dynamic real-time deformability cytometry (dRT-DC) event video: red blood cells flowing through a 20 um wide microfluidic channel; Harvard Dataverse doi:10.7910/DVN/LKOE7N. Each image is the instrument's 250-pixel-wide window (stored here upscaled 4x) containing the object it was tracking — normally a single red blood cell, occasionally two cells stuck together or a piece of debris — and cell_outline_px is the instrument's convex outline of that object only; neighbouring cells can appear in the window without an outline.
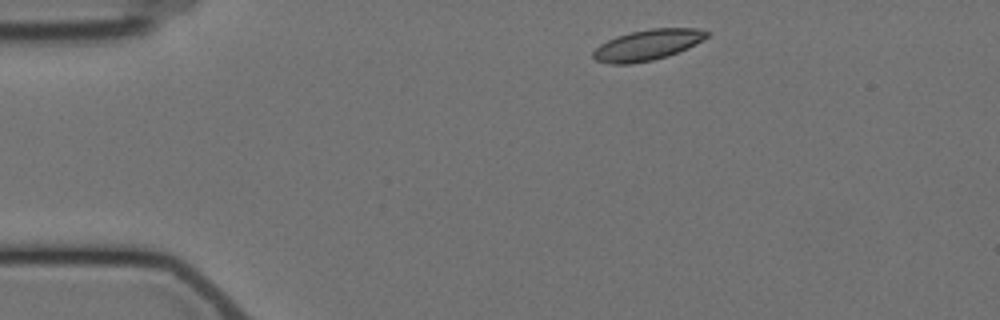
{"species": "Egyptian fruit bat (a non-hibernating species)", "species_latin": "Rousettus aegyptiacus", "temperature_condition": "cold", "stored_images_in_passage": 6, "camera_frame_rate_fps": 3000, "um_per_image_px": 0.085, "animal": {"sex": "female"}, "frame": {"image": 1, "passage_image": 6, "time_ms": 6.0, "image_size_px": [1000, 320], "cell_outline_px": [[708, 36], [696, 44], [688, 48], [668, 56], [652, 60], [632, 64], [608, 64], [596, 60], [592, 56], [592, 52], [600, 44], [616, 36], [632, 32], [652, 28], [696, 28], [708, 32]], "centroid_in_image_um": [55.01, 3.83], "position_along_channel_um": 30.0, "area_um2": 20.29}}